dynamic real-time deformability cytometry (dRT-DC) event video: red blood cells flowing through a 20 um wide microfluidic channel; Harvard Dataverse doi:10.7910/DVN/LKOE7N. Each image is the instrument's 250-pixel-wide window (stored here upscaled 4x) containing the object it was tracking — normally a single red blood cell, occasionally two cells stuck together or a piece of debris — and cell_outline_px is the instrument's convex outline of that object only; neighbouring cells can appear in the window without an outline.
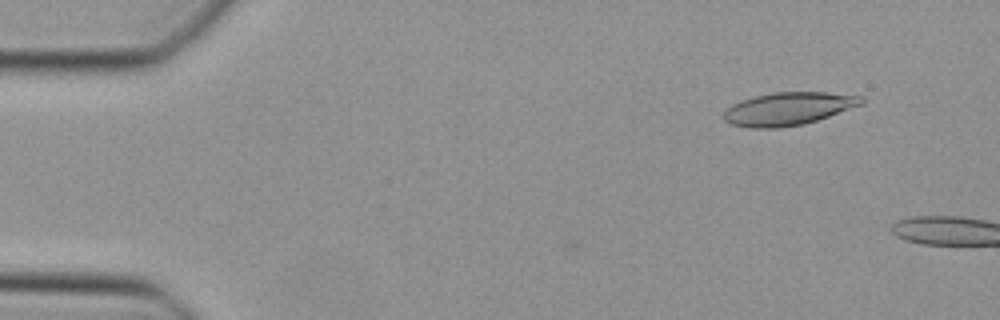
{"species": "Egyptian fruit bat (a non-hibernating species)", "species_latin": "Rousettus aegyptiacus", "temperature_condition": "cold", "stored_images_in_passage": 7, "camera_frame_rate_fps": 3000, "um_per_image_px": 0.085, "animal": {"sex": "female"}, "frame": {"image": 1, "passage_image": 3, "time_ms": 0.667, "image_size_px": [1000, 320], "cell_outline_px": [[864, 104], [804, 124], [780, 128], [752, 128], [732, 124], [724, 120], [724, 112], [732, 104], [756, 96], [772, 92], [824, 92], [860, 96], [864, 100]], "centroid_in_image_um": [67.01, 9.25], "position_along_channel_um": 18.0, "area_um2": 26.13}}